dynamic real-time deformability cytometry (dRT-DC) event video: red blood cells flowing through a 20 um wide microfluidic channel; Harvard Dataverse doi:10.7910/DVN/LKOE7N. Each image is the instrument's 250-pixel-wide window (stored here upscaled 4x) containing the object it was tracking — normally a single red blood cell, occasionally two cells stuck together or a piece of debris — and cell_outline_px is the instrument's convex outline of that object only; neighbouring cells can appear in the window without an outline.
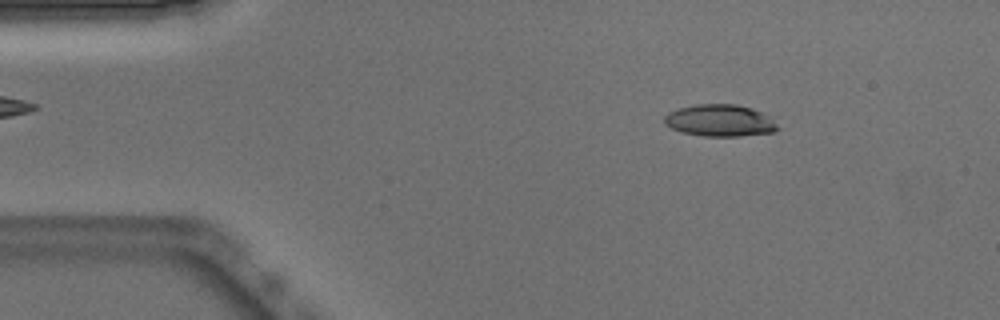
{"species": "Egyptian fruit bat (a non-hibernating species)", "species_latin": "Rousettus aegyptiacus", "temperature_condition": "warm", "stored_images_in_passage": 51, "camera_frame_rate_fps": 3000, "um_per_image_px": 0.085, "animal": {"sex": "male"}, "frame": {"image": 1, "passage_image": 7, "time_ms": 2.0, "image_size_px": [1000, 320], "cell_outline_px": [[780, 128], [772, 132], [740, 136], [704, 136], [680, 132], [664, 124], [664, 116], [668, 112], [676, 108], [696, 104], [736, 104], [752, 108], [772, 116]], "centroid_in_image_um": [61.2, 10.23], "position_along_channel_um": 23.8, "area_um2": 21.39}}
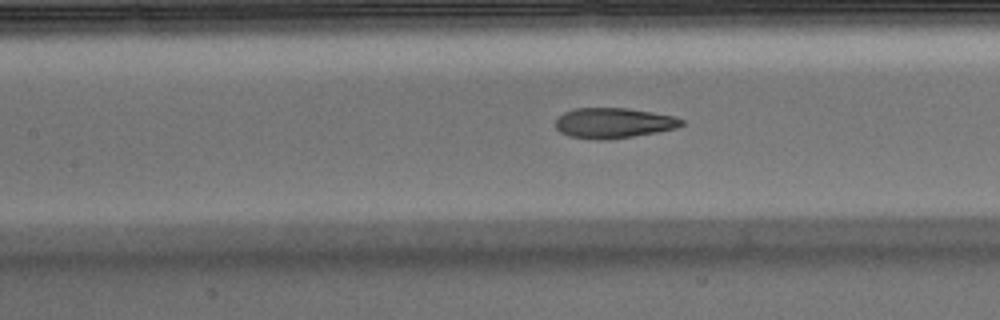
{"frame": {"image": 2, "passage_image": 22, "time_ms": 7.0, "image_size_px": [1000, 320], "cell_outline_px": [[684, 124], [676, 128], [656, 132], [608, 140], [596, 140], [568, 136], [560, 132], [556, 128], [556, 120], [564, 112], [572, 108], [628, 108], [672, 116], [684, 120]], "centroid_in_image_um": [52.11, 10.46], "position_along_channel_um": 155.3, "area_um2": 22.2}}
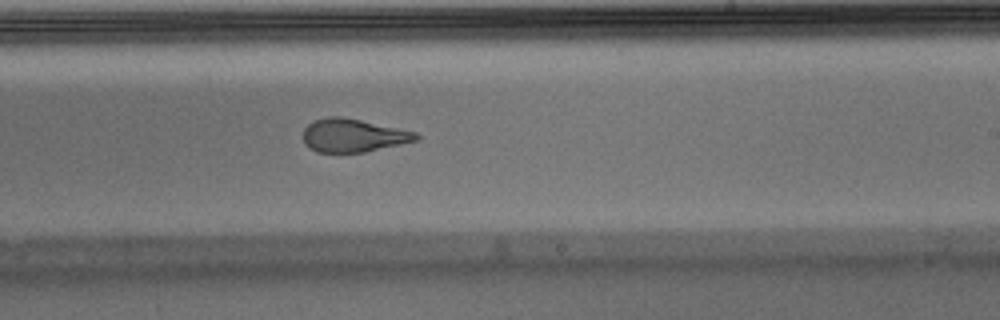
{"frame": {"image": 3, "passage_image": 30, "time_ms": 9.667, "image_size_px": [1000, 320], "cell_outline_px": [[420, 140], [364, 152], [316, 152], [308, 148], [304, 144], [304, 128], [308, 124], [316, 120], [328, 116], [340, 116], [360, 120], [416, 132], [420, 136]], "centroid_in_image_um": [30.02, 11.52], "position_along_channel_um": 259.0, "area_um2": 21.79}, "authors_computed_cell_mechanics": {"area_um2": 22.4264, "velocity_mm_per_s": 3.8975, "shape_relaxation_time_tau1_ms": 4.6469, "shape_relaxation_time_tau2_ms": 1.4908, "deformation_change_tau1": 0.2287, "deformation_change_tau2": 0.1043}}